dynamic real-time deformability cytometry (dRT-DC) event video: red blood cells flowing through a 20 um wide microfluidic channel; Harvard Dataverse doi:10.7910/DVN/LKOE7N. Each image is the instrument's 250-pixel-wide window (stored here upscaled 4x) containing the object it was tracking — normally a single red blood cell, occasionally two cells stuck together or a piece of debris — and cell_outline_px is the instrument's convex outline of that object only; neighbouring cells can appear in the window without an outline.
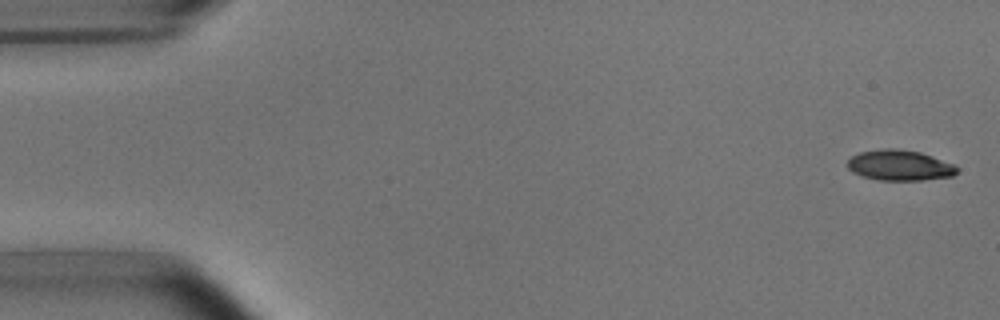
{"species": "common noctule bat (a hibernating species)", "species_latin": "Nyctalus noctula", "temperature_condition": "room temperature", "stored_images_in_passage": 53, "camera_frame_rate_fps": 3000, "um_per_image_px": 0.085, "animal": {"sex": "male", "body_mass_g": 15.6}, "frame": {"image": 1, "passage_image": 2, "time_ms": 0.333, "image_size_px": [1000, 320], "cell_outline_px": [[960, 168], [952, 176], [924, 180], [880, 180], [864, 176], [852, 172], [848, 168], [848, 160], [852, 156], [860, 152], [884, 148], [896, 148], [920, 152], [956, 164]], "centroid_in_image_um": [76.51, 14.04], "position_along_channel_um": 8.5, "area_um2": 19.54}}
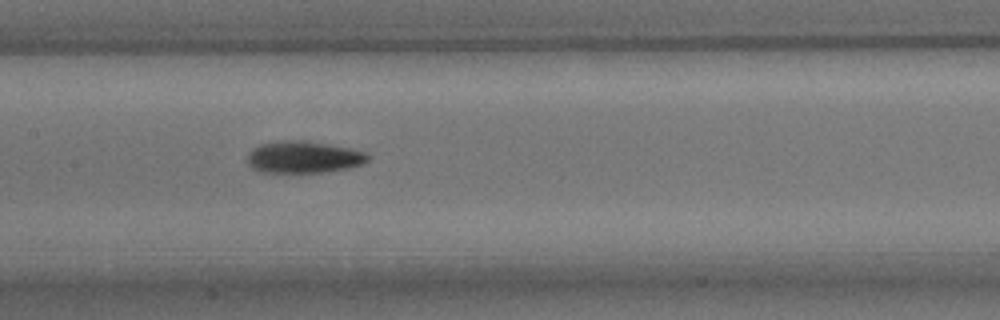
{"frame": {"image": 2, "passage_image": 26, "time_ms": 8.333, "image_size_px": [1000, 320], "cell_outline_px": [[372, 156], [364, 164], [352, 168], [328, 172], [260, 172], [252, 168], [248, 164], [248, 152], [252, 148], [260, 144], [276, 140], [308, 140], [352, 148], [364, 152]], "centroid_in_image_um": [25.84, 13.34], "position_along_channel_um": 181.6, "area_um2": 23.0}}
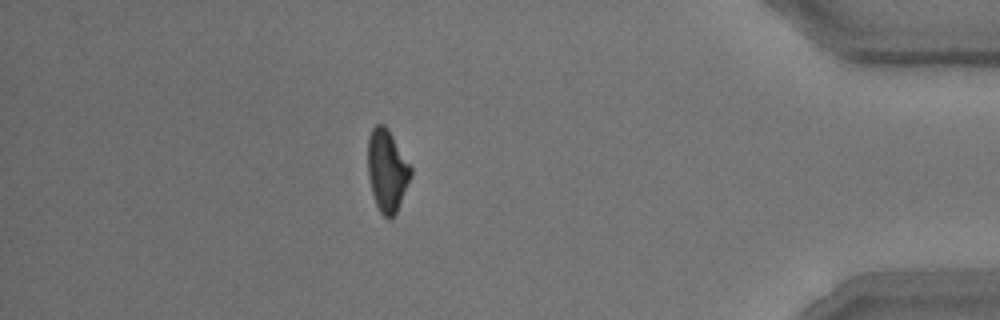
{"frame": {"image": 3, "passage_image": 47, "time_ms": 15.333, "image_size_px": [1000, 320], "cell_outline_px": [[412, 176], [396, 212], [388, 220], [380, 212], [376, 204], [372, 192], [368, 176], [368, 136], [372, 128], [376, 124], [384, 124], [388, 128], [412, 168]], "centroid_in_image_um": [32.9, 14.48], "position_along_channel_um": 402.3, "area_um2": 20.52}, "authors_computed_cell_mechanics": {"area_um2": 21.097, "velocity_mm_per_s": 3.7775, "shape_relaxation_time_tau1_ms": 3.7083, "shape_relaxation_time_tau2_ms": 6.1809, "deformation_change_tau1": 0.132, "deformation_change_tau2": 0.1554}}